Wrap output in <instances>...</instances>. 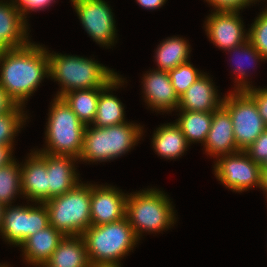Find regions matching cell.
Masks as SVG:
<instances>
[{"instance_id": "obj_1", "label": "cell", "mask_w": 267, "mask_h": 267, "mask_svg": "<svg viewBox=\"0 0 267 267\" xmlns=\"http://www.w3.org/2000/svg\"><path fill=\"white\" fill-rule=\"evenodd\" d=\"M44 47L30 41L0 56V85L18 105L25 107L40 83L49 78L48 48Z\"/></svg>"}, {"instance_id": "obj_2", "label": "cell", "mask_w": 267, "mask_h": 267, "mask_svg": "<svg viewBox=\"0 0 267 267\" xmlns=\"http://www.w3.org/2000/svg\"><path fill=\"white\" fill-rule=\"evenodd\" d=\"M49 78L61 87L56 97L81 89L104 88L117 75L113 69L92 58L49 52Z\"/></svg>"}, {"instance_id": "obj_3", "label": "cell", "mask_w": 267, "mask_h": 267, "mask_svg": "<svg viewBox=\"0 0 267 267\" xmlns=\"http://www.w3.org/2000/svg\"><path fill=\"white\" fill-rule=\"evenodd\" d=\"M172 204L168 194L157 188L128 193L126 217L139 240L144 232L156 234L174 226L177 218Z\"/></svg>"}, {"instance_id": "obj_4", "label": "cell", "mask_w": 267, "mask_h": 267, "mask_svg": "<svg viewBox=\"0 0 267 267\" xmlns=\"http://www.w3.org/2000/svg\"><path fill=\"white\" fill-rule=\"evenodd\" d=\"M89 262L93 265H120L140 241L127 217L108 224L91 225L82 235Z\"/></svg>"}, {"instance_id": "obj_5", "label": "cell", "mask_w": 267, "mask_h": 267, "mask_svg": "<svg viewBox=\"0 0 267 267\" xmlns=\"http://www.w3.org/2000/svg\"><path fill=\"white\" fill-rule=\"evenodd\" d=\"M92 126V127H91ZM143 126L133 122L106 128L87 125L78 162L101 163L128 153L143 136Z\"/></svg>"}, {"instance_id": "obj_6", "label": "cell", "mask_w": 267, "mask_h": 267, "mask_svg": "<svg viewBox=\"0 0 267 267\" xmlns=\"http://www.w3.org/2000/svg\"><path fill=\"white\" fill-rule=\"evenodd\" d=\"M50 104L44 132L46 145L36 151L78 159L83 148L86 125L61 97L55 96Z\"/></svg>"}, {"instance_id": "obj_7", "label": "cell", "mask_w": 267, "mask_h": 267, "mask_svg": "<svg viewBox=\"0 0 267 267\" xmlns=\"http://www.w3.org/2000/svg\"><path fill=\"white\" fill-rule=\"evenodd\" d=\"M49 225L64 236H82L91 226L90 183H79L74 189L44 202Z\"/></svg>"}, {"instance_id": "obj_8", "label": "cell", "mask_w": 267, "mask_h": 267, "mask_svg": "<svg viewBox=\"0 0 267 267\" xmlns=\"http://www.w3.org/2000/svg\"><path fill=\"white\" fill-rule=\"evenodd\" d=\"M222 105L230 114L236 146L245 151L266 129L256 103L245 91L231 90Z\"/></svg>"}, {"instance_id": "obj_9", "label": "cell", "mask_w": 267, "mask_h": 267, "mask_svg": "<svg viewBox=\"0 0 267 267\" xmlns=\"http://www.w3.org/2000/svg\"><path fill=\"white\" fill-rule=\"evenodd\" d=\"M34 204L4 207L0 236L7 244L19 247L29 236L49 226L45 204Z\"/></svg>"}, {"instance_id": "obj_10", "label": "cell", "mask_w": 267, "mask_h": 267, "mask_svg": "<svg viewBox=\"0 0 267 267\" xmlns=\"http://www.w3.org/2000/svg\"><path fill=\"white\" fill-rule=\"evenodd\" d=\"M214 163V176L232 192L242 193L261 187V165L254 162L246 151L220 156Z\"/></svg>"}, {"instance_id": "obj_11", "label": "cell", "mask_w": 267, "mask_h": 267, "mask_svg": "<svg viewBox=\"0 0 267 267\" xmlns=\"http://www.w3.org/2000/svg\"><path fill=\"white\" fill-rule=\"evenodd\" d=\"M83 29L105 48L117 43L114 14L105 0H70ZM116 42V43H115Z\"/></svg>"}, {"instance_id": "obj_12", "label": "cell", "mask_w": 267, "mask_h": 267, "mask_svg": "<svg viewBox=\"0 0 267 267\" xmlns=\"http://www.w3.org/2000/svg\"><path fill=\"white\" fill-rule=\"evenodd\" d=\"M204 23L209 41L221 50L228 51L248 40L249 32L244 28L240 12L213 11Z\"/></svg>"}, {"instance_id": "obj_13", "label": "cell", "mask_w": 267, "mask_h": 267, "mask_svg": "<svg viewBox=\"0 0 267 267\" xmlns=\"http://www.w3.org/2000/svg\"><path fill=\"white\" fill-rule=\"evenodd\" d=\"M128 194L112 185L90 183L91 225H102L119 221L126 217Z\"/></svg>"}, {"instance_id": "obj_14", "label": "cell", "mask_w": 267, "mask_h": 267, "mask_svg": "<svg viewBox=\"0 0 267 267\" xmlns=\"http://www.w3.org/2000/svg\"><path fill=\"white\" fill-rule=\"evenodd\" d=\"M142 78L143 100L148 108L167 114L177 111L179 97L172 86L168 71L150 70Z\"/></svg>"}, {"instance_id": "obj_15", "label": "cell", "mask_w": 267, "mask_h": 267, "mask_svg": "<svg viewBox=\"0 0 267 267\" xmlns=\"http://www.w3.org/2000/svg\"><path fill=\"white\" fill-rule=\"evenodd\" d=\"M21 164V190L27 201L44 203L48 200L46 153L35 149Z\"/></svg>"}, {"instance_id": "obj_16", "label": "cell", "mask_w": 267, "mask_h": 267, "mask_svg": "<svg viewBox=\"0 0 267 267\" xmlns=\"http://www.w3.org/2000/svg\"><path fill=\"white\" fill-rule=\"evenodd\" d=\"M203 147L207 156L210 155L216 159L239 151L230 114L223 105L213 112L211 127Z\"/></svg>"}, {"instance_id": "obj_17", "label": "cell", "mask_w": 267, "mask_h": 267, "mask_svg": "<svg viewBox=\"0 0 267 267\" xmlns=\"http://www.w3.org/2000/svg\"><path fill=\"white\" fill-rule=\"evenodd\" d=\"M77 161L73 156L46 153L48 200L74 189L82 182L75 167Z\"/></svg>"}, {"instance_id": "obj_18", "label": "cell", "mask_w": 267, "mask_h": 267, "mask_svg": "<svg viewBox=\"0 0 267 267\" xmlns=\"http://www.w3.org/2000/svg\"><path fill=\"white\" fill-rule=\"evenodd\" d=\"M213 79L201 75L180 97L177 110L214 112L223 102Z\"/></svg>"}, {"instance_id": "obj_19", "label": "cell", "mask_w": 267, "mask_h": 267, "mask_svg": "<svg viewBox=\"0 0 267 267\" xmlns=\"http://www.w3.org/2000/svg\"><path fill=\"white\" fill-rule=\"evenodd\" d=\"M27 22L13 0H0V39L9 48H19L30 42Z\"/></svg>"}, {"instance_id": "obj_20", "label": "cell", "mask_w": 267, "mask_h": 267, "mask_svg": "<svg viewBox=\"0 0 267 267\" xmlns=\"http://www.w3.org/2000/svg\"><path fill=\"white\" fill-rule=\"evenodd\" d=\"M124 82L125 79L122 78L121 75H117L100 91L96 115L91 125L94 127L106 128L127 122V120H125V106L121 100L112 93V90L116 91V89L122 87Z\"/></svg>"}, {"instance_id": "obj_21", "label": "cell", "mask_w": 267, "mask_h": 267, "mask_svg": "<svg viewBox=\"0 0 267 267\" xmlns=\"http://www.w3.org/2000/svg\"><path fill=\"white\" fill-rule=\"evenodd\" d=\"M64 237L51 225L37 231L19 246L22 249L23 260L25 259V262L33 267L38 264H46Z\"/></svg>"}, {"instance_id": "obj_22", "label": "cell", "mask_w": 267, "mask_h": 267, "mask_svg": "<svg viewBox=\"0 0 267 267\" xmlns=\"http://www.w3.org/2000/svg\"><path fill=\"white\" fill-rule=\"evenodd\" d=\"M152 146L155 154L160 157L175 160L183 156L189 144L176 123H166L154 130Z\"/></svg>"}, {"instance_id": "obj_23", "label": "cell", "mask_w": 267, "mask_h": 267, "mask_svg": "<svg viewBox=\"0 0 267 267\" xmlns=\"http://www.w3.org/2000/svg\"><path fill=\"white\" fill-rule=\"evenodd\" d=\"M48 267H91L82 236H65L46 262Z\"/></svg>"}, {"instance_id": "obj_24", "label": "cell", "mask_w": 267, "mask_h": 267, "mask_svg": "<svg viewBox=\"0 0 267 267\" xmlns=\"http://www.w3.org/2000/svg\"><path fill=\"white\" fill-rule=\"evenodd\" d=\"M156 70L170 71L190 59L191 46L185 38L171 36L155 49Z\"/></svg>"}, {"instance_id": "obj_25", "label": "cell", "mask_w": 267, "mask_h": 267, "mask_svg": "<svg viewBox=\"0 0 267 267\" xmlns=\"http://www.w3.org/2000/svg\"><path fill=\"white\" fill-rule=\"evenodd\" d=\"M177 112L180 117L175 120V123L181 129L188 144L201 143L204 145L211 127L213 112L188 110H177Z\"/></svg>"}, {"instance_id": "obj_26", "label": "cell", "mask_w": 267, "mask_h": 267, "mask_svg": "<svg viewBox=\"0 0 267 267\" xmlns=\"http://www.w3.org/2000/svg\"><path fill=\"white\" fill-rule=\"evenodd\" d=\"M227 52H230V54L233 53L232 61H235V66L233 68L235 72V81L234 85H236L233 89L234 91H245L248 88H251L253 85L250 84L251 82L248 81V71L247 69L250 67H255V65L260 61H265L266 59L261 55V53L252 45V43L247 40L245 43H243L240 46L231 48ZM232 52V53H231ZM235 54V55H234ZM235 57V58H234ZM235 59V60H234ZM254 66H253V65ZM245 65V66H244ZM252 65V66H251ZM247 67V69H246ZM254 69V68H253Z\"/></svg>"}, {"instance_id": "obj_27", "label": "cell", "mask_w": 267, "mask_h": 267, "mask_svg": "<svg viewBox=\"0 0 267 267\" xmlns=\"http://www.w3.org/2000/svg\"><path fill=\"white\" fill-rule=\"evenodd\" d=\"M103 88L81 89L67 92L61 96L66 104L77 115L79 120L87 125L94 121L100 91Z\"/></svg>"}, {"instance_id": "obj_28", "label": "cell", "mask_w": 267, "mask_h": 267, "mask_svg": "<svg viewBox=\"0 0 267 267\" xmlns=\"http://www.w3.org/2000/svg\"><path fill=\"white\" fill-rule=\"evenodd\" d=\"M18 195H22L21 164L14 159L0 167V203L4 206L12 205Z\"/></svg>"}, {"instance_id": "obj_29", "label": "cell", "mask_w": 267, "mask_h": 267, "mask_svg": "<svg viewBox=\"0 0 267 267\" xmlns=\"http://www.w3.org/2000/svg\"><path fill=\"white\" fill-rule=\"evenodd\" d=\"M25 107L18 105L12 112L0 115V145L14 146V140L28 118Z\"/></svg>"}, {"instance_id": "obj_30", "label": "cell", "mask_w": 267, "mask_h": 267, "mask_svg": "<svg viewBox=\"0 0 267 267\" xmlns=\"http://www.w3.org/2000/svg\"><path fill=\"white\" fill-rule=\"evenodd\" d=\"M190 61L180 64L176 68L168 71L170 81L178 97H180L201 75L205 72H199Z\"/></svg>"}, {"instance_id": "obj_31", "label": "cell", "mask_w": 267, "mask_h": 267, "mask_svg": "<svg viewBox=\"0 0 267 267\" xmlns=\"http://www.w3.org/2000/svg\"><path fill=\"white\" fill-rule=\"evenodd\" d=\"M248 40L267 61V12L262 10L248 29Z\"/></svg>"}, {"instance_id": "obj_32", "label": "cell", "mask_w": 267, "mask_h": 267, "mask_svg": "<svg viewBox=\"0 0 267 267\" xmlns=\"http://www.w3.org/2000/svg\"><path fill=\"white\" fill-rule=\"evenodd\" d=\"M249 157L256 163L262 165L267 159V128L256 140L245 150Z\"/></svg>"}, {"instance_id": "obj_33", "label": "cell", "mask_w": 267, "mask_h": 267, "mask_svg": "<svg viewBox=\"0 0 267 267\" xmlns=\"http://www.w3.org/2000/svg\"><path fill=\"white\" fill-rule=\"evenodd\" d=\"M209 3L214 11H236L240 12L247 6H253L256 4V0H204Z\"/></svg>"}, {"instance_id": "obj_34", "label": "cell", "mask_w": 267, "mask_h": 267, "mask_svg": "<svg viewBox=\"0 0 267 267\" xmlns=\"http://www.w3.org/2000/svg\"><path fill=\"white\" fill-rule=\"evenodd\" d=\"M245 92L254 100L266 128H267V88H256L252 86Z\"/></svg>"}, {"instance_id": "obj_35", "label": "cell", "mask_w": 267, "mask_h": 267, "mask_svg": "<svg viewBox=\"0 0 267 267\" xmlns=\"http://www.w3.org/2000/svg\"><path fill=\"white\" fill-rule=\"evenodd\" d=\"M17 7L20 15L27 21V16L31 11H40L48 8L55 0H13Z\"/></svg>"}, {"instance_id": "obj_36", "label": "cell", "mask_w": 267, "mask_h": 267, "mask_svg": "<svg viewBox=\"0 0 267 267\" xmlns=\"http://www.w3.org/2000/svg\"><path fill=\"white\" fill-rule=\"evenodd\" d=\"M17 106V102H15L0 85V115L12 112Z\"/></svg>"}, {"instance_id": "obj_37", "label": "cell", "mask_w": 267, "mask_h": 267, "mask_svg": "<svg viewBox=\"0 0 267 267\" xmlns=\"http://www.w3.org/2000/svg\"><path fill=\"white\" fill-rule=\"evenodd\" d=\"M13 147L14 146L0 145V167H3L16 159L12 156V153H14Z\"/></svg>"}, {"instance_id": "obj_38", "label": "cell", "mask_w": 267, "mask_h": 267, "mask_svg": "<svg viewBox=\"0 0 267 267\" xmlns=\"http://www.w3.org/2000/svg\"><path fill=\"white\" fill-rule=\"evenodd\" d=\"M167 0H136L143 9L155 10L161 8Z\"/></svg>"}, {"instance_id": "obj_39", "label": "cell", "mask_w": 267, "mask_h": 267, "mask_svg": "<svg viewBox=\"0 0 267 267\" xmlns=\"http://www.w3.org/2000/svg\"><path fill=\"white\" fill-rule=\"evenodd\" d=\"M262 191L267 197V169H261V187ZM267 201V200H266Z\"/></svg>"}, {"instance_id": "obj_40", "label": "cell", "mask_w": 267, "mask_h": 267, "mask_svg": "<svg viewBox=\"0 0 267 267\" xmlns=\"http://www.w3.org/2000/svg\"><path fill=\"white\" fill-rule=\"evenodd\" d=\"M8 49L10 48L0 39V56L4 54Z\"/></svg>"}, {"instance_id": "obj_41", "label": "cell", "mask_w": 267, "mask_h": 267, "mask_svg": "<svg viewBox=\"0 0 267 267\" xmlns=\"http://www.w3.org/2000/svg\"><path fill=\"white\" fill-rule=\"evenodd\" d=\"M4 205H2L0 203V228H1V225H2V221H3V211H4Z\"/></svg>"}, {"instance_id": "obj_42", "label": "cell", "mask_w": 267, "mask_h": 267, "mask_svg": "<svg viewBox=\"0 0 267 267\" xmlns=\"http://www.w3.org/2000/svg\"><path fill=\"white\" fill-rule=\"evenodd\" d=\"M91 267H121L120 265H93Z\"/></svg>"}, {"instance_id": "obj_43", "label": "cell", "mask_w": 267, "mask_h": 267, "mask_svg": "<svg viewBox=\"0 0 267 267\" xmlns=\"http://www.w3.org/2000/svg\"><path fill=\"white\" fill-rule=\"evenodd\" d=\"M261 169H267V159H266V161L261 165Z\"/></svg>"}, {"instance_id": "obj_44", "label": "cell", "mask_w": 267, "mask_h": 267, "mask_svg": "<svg viewBox=\"0 0 267 267\" xmlns=\"http://www.w3.org/2000/svg\"><path fill=\"white\" fill-rule=\"evenodd\" d=\"M35 267H48L47 265L45 264H38V265H34Z\"/></svg>"}, {"instance_id": "obj_45", "label": "cell", "mask_w": 267, "mask_h": 267, "mask_svg": "<svg viewBox=\"0 0 267 267\" xmlns=\"http://www.w3.org/2000/svg\"><path fill=\"white\" fill-rule=\"evenodd\" d=\"M0 267H9V265L5 263L2 265V263H0Z\"/></svg>"}]
</instances>
